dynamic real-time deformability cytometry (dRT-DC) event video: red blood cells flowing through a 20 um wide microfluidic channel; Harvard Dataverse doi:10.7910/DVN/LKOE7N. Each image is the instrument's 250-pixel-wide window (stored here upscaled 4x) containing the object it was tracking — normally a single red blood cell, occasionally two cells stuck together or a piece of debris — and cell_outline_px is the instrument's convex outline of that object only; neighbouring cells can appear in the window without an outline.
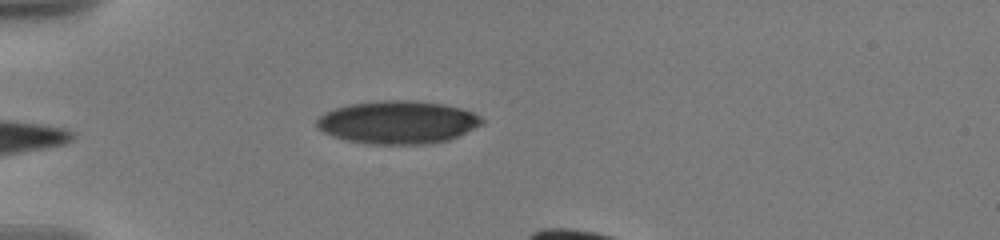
{"species": "human", "species_latin": "Homo sapiens", "temperature_condition": "warm", "stored_images_in_passage": 6, "camera_frame_rate_fps": 3000, "um_per_image_px": 0.085, "donor": {"sex": "male"}, "frame": {"image": 1, "passage_image": 1, "time_ms": 0.0, "image_size_px": [1000, 240], "cell_outline_px": [[484, 124], [448, 140], [432, 144], [368, 144], [348, 140], [332, 136], [324, 132], [316, 124], [316, 120], [324, 112], [348, 104], [384, 100], [412, 100], [444, 104], [460, 108], [472, 112], [480, 116], [484, 120]], "centroid_in_image_um": [33.83, 10.39], "position_along_channel_um": 51.2, "area_um2": 41.38}}
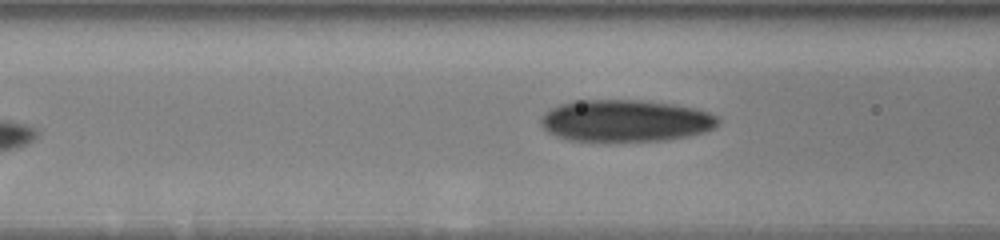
{"frame": {"image": 2, "passage_image": 5, "time_ms": 2.333, "image_size_px": [1000, 240], "cell_outline_px": [[720, 120], [712, 128], [704, 132], [688, 136], [668, 140], [568, 140], [556, 136], [548, 132], [540, 124], [540, 120], [544, 112], [548, 108], [560, 104], [580, 100], [640, 100], [672, 104], [696, 108], [708, 112], [716, 116]], "centroid_in_image_um": [53.13, 10.25], "position_along_channel_um": 113.5, "area_um2": 43.06}}